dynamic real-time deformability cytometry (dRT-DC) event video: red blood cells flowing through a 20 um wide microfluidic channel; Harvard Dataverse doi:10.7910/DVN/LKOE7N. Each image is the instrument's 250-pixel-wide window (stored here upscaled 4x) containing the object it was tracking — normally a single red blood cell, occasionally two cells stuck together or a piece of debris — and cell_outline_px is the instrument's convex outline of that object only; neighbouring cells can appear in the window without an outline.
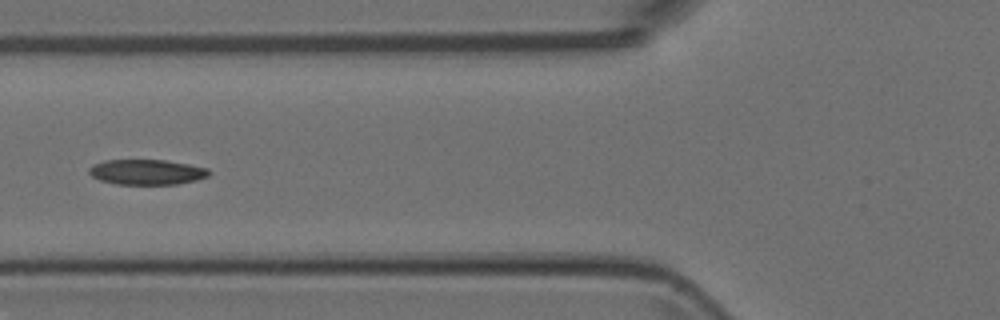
{"species": "Egyptian fruit bat (a non-hibernating species)", "species_latin": "Rousettus aegyptiacus", "temperature_condition": "room temperature", "stored_images_in_passage": 7, "camera_frame_rate_fps": 3000, "um_per_image_px": 0.085, "animal": {"sex": "female"}, "frame": {"image": 1, "passage_image": 5, "time_ms": 1.333, "image_size_px": [1000, 320], "cell_outline_px": [[212, 172], [208, 176], [196, 180], [176, 184], [116, 184], [100, 180], [92, 176], [88, 172], [88, 168], [92, 164], [104, 160], [164, 160], [188, 164], [208, 168]], "centroid_in_image_um": [12.46, 14.62], "position_along_channel_um": 113.3, "area_um2": 17.69}}
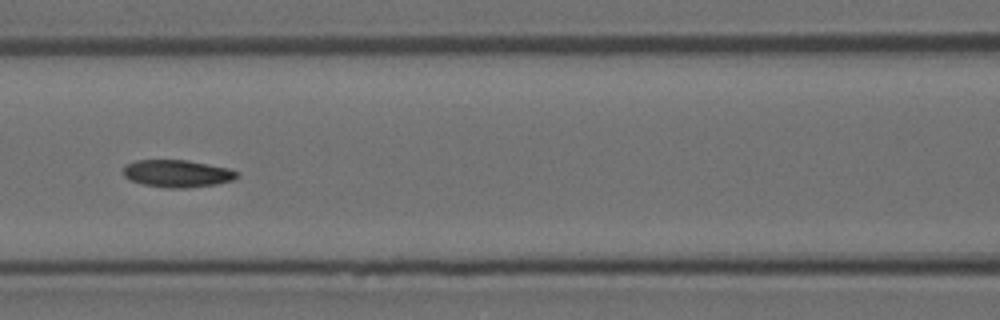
{"frame": {"image": 2, "passage_image": 6, "time_ms": 1.667, "image_size_px": [1000, 320], "cell_outline_px": [[236, 176], [232, 180], [216, 184], [188, 188], [168, 188], [140, 184], [128, 180], [124, 176], [124, 164], [136, 160], [188, 160], [228, 168], [236, 172]], "centroid_in_image_um": [14.99, 14.75], "position_along_channel_um": 151.6, "area_um2": 18.15}}
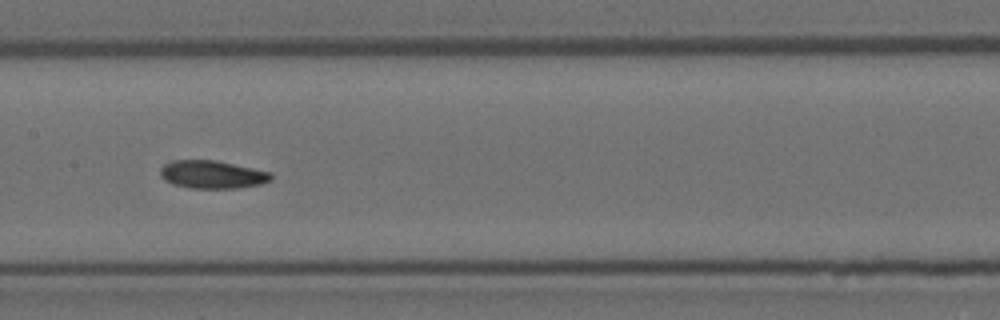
{"frame": {"image": 3, "passage_image": 7, "time_ms": 2.0, "image_size_px": [1000, 320], "cell_outline_px": [[272, 180], [260, 184], [236, 188], [192, 188], [172, 184], [164, 180], [160, 176], [160, 168], [164, 164], [172, 160], [216, 160], [272, 172]], "centroid_in_image_um": [18.03, 14.83], "position_along_channel_um": 189.4, "area_um2": 18.15}}